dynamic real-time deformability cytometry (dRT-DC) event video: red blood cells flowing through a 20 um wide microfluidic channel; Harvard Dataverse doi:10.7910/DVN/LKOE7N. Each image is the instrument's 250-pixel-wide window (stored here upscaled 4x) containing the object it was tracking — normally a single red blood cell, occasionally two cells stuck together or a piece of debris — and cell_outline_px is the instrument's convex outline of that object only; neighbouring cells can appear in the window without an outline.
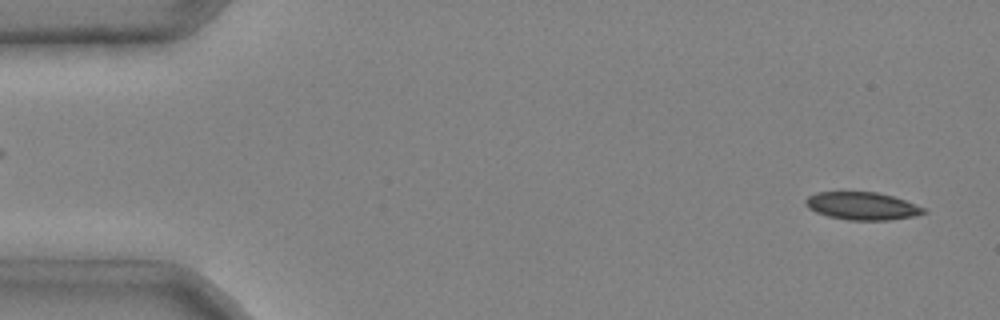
{"species": "common noctule bat (a hibernating species)", "species_latin": "Nyctalus noctula", "temperature_condition": "cold", "stored_images_in_passage": 5, "segment_of_instrument_passage": [2, 2], "camera_frame_rate_fps": 3000, "um_per_image_px": 0.085, "animal": {"sex": "male", "body_mass_g": 20.4}, "frame": {"image": 1, "passage_image": 5, "time_ms": 1.333, "image_size_px": [1000, 320], "cell_outline_px": [[928, 212], [912, 216], [888, 220], [848, 220], [828, 216], [816, 212], [808, 208], [804, 204], [804, 200], [808, 196], [816, 192], [876, 192], [892, 196], [904, 200], [924, 208]], "centroid_in_image_um": [73.23, 17.5], "position_along_channel_um": 11.8, "area_um2": 18.96}}